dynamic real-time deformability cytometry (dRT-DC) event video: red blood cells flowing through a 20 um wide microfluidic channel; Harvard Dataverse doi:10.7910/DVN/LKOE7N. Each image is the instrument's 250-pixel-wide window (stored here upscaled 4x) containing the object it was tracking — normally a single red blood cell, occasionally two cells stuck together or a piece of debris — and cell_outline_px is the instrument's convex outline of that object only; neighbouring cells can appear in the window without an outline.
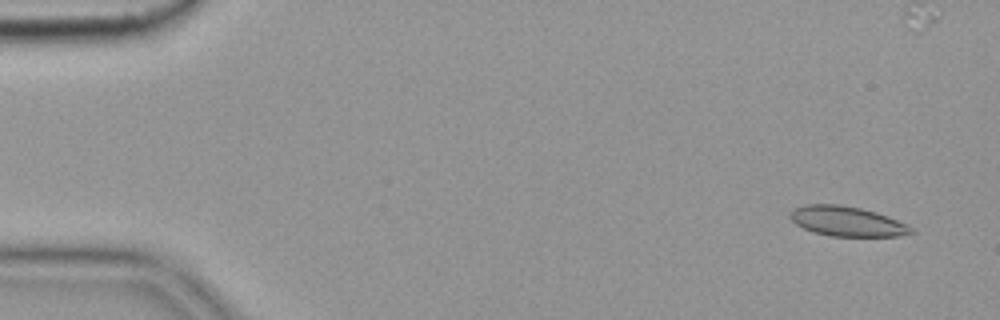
{"species": "common noctule bat (a hibernating species)", "species_latin": "Nyctalus noctula", "temperature_condition": "cold", "stored_images_in_passage": 57, "camera_frame_rate_fps": 3000, "um_per_image_px": 0.085, "animal": {"sex": "female", "body_mass_g": 19.9}, "frame": {"image": 1, "passage_image": 4, "time_ms": 1.0, "image_size_px": [1000, 320], "cell_outline_px": [[916, 232], [900, 236], [832, 236], [816, 232], [804, 228], [796, 224], [788, 216], [792, 208], [804, 204], [836, 204], [860, 208], [876, 212], [888, 216], [908, 224]], "centroid_in_image_um": [72.0, 18.8], "position_along_channel_um": 13.0, "area_um2": 21.1}}
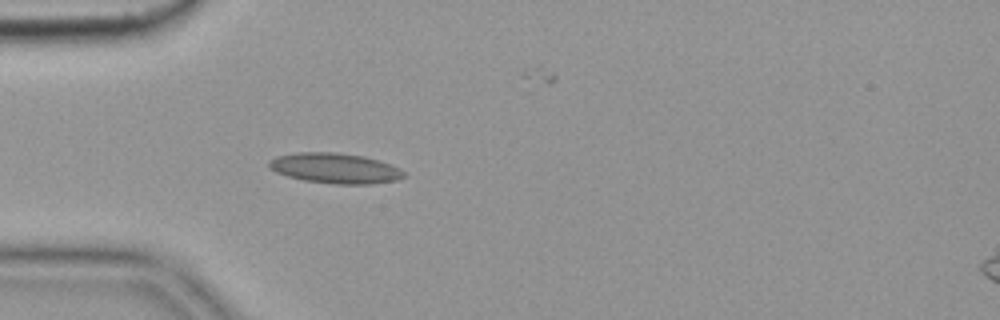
{"frame": {"image": 2, "passage_image": 17, "time_ms": 5.333, "image_size_px": [1000, 320], "cell_outline_px": [[404, 176], [396, 180], [368, 184], [336, 184], [304, 180], [288, 176], [276, 172], [268, 168], [268, 160], [276, 156], [296, 152], [340, 152], [364, 156], [400, 168], [404, 172]], "centroid_in_image_um": [28.42, 14.29], "position_along_channel_um": 56.6, "area_um2": 23.76}}
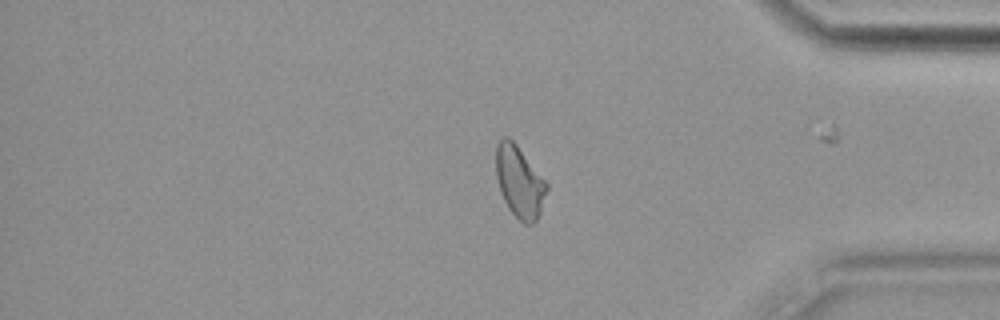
{"frame": {"image": 3, "passage_image": 47, "time_ms": 15.333, "image_size_px": [1000, 320], "cell_outline_px": [[548, 188], [540, 212], [536, 220], [532, 224], [524, 224], [508, 208], [500, 192], [496, 176], [496, 144], [504, 136], [508, 136], [516, 144], [548, 184]], "centroid_in_image_um": [44.14, 15.45], "position_along_channel_um": 391.1, "area_um2": 20.98}, "authors_computed_cell_mechanics": {"area_um2": 21.2126, "velocity_mm_per_s": 3.6116, "shape_relaxation_time_tau1_ms": null, "shape_relaxation_time_tau2_ms": 4.0295, "deformation_change_tau1": null, "deformation_change_tau2": 0.1162}}